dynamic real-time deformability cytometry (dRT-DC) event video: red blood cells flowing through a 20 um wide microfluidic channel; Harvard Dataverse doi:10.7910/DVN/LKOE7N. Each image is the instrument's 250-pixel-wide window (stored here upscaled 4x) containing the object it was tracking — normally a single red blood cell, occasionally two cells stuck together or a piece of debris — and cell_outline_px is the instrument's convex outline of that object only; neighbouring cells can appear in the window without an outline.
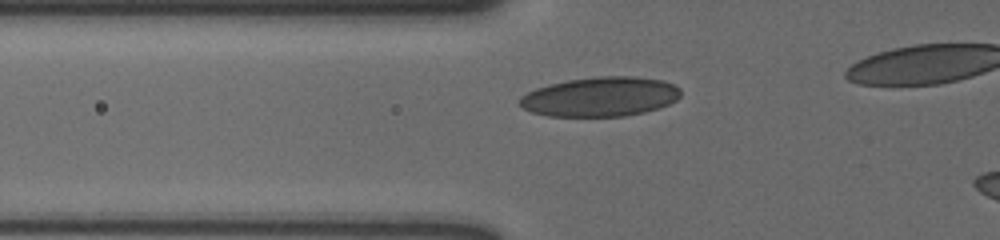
{"species": "human", "species_latin": "Homo sapiens", "temperature_condition": "cold", "stored_images_in_passage": 32, "camera_frame_rate_fps": 3000, "um_per_image_px": 0.085, "donor": {"sex": "male"}, "frame": {"image": 1, "passage_image": 2, "time_ms": 0.333, "image_size_px": [1000, 240], "cell_outline_px": [[680, 96], [676, 100], [668, 104], [644, 112], [624, 116], [548, 116], [532, 112], [524, 108], [520, 104], [520, 96], [536, 88], [548, 84], [568, 80], [596, 76], [636, 76], [664, 80], [680, 88]], "centroid_in_image_um": [51.03, 8.21], "position_along_channel_um": 74.8, "area_um2": 37.05}}
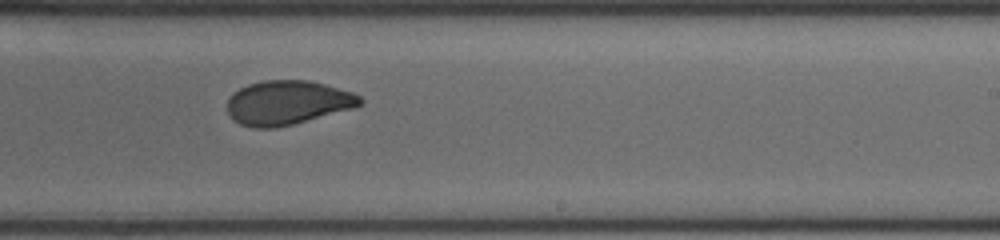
{"frame": {"image": 2, "passage_image": 18, "time_ms": 5.667, "image_size_px": [1000, 240], "cell_outline_px": [[364, 104], [352, 108], [292, 124], [272, 128], [256, 128], [240, 124], [232, 120], [228, 112], [228, 96], [232, 92], [248, 84], [264, 80], [308, 80], [324, 84], [352, 92], [360, 96], [364, 100]], "centroid_in_image_um": [24.41, 8.72], "position_along_channel_um": 264.6, "area_um2": 34.1}}
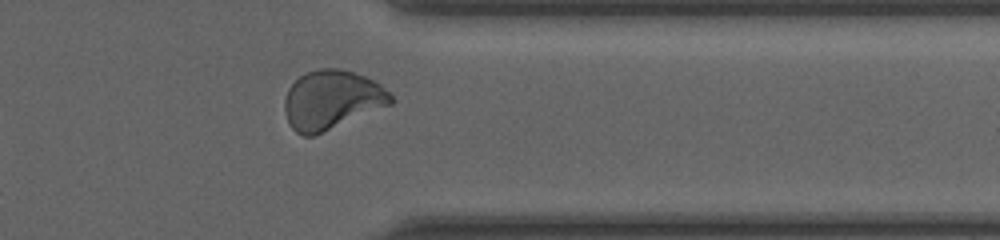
{"frame": {"image": 3, "passage_image": 28, "time_ms": 9.0, "image_size_px": [1000, 240], "cell_outline_px": [[392, 104], [312, 136], [304, 136], [296, 132], [288, 124], [284, 112], [284, 100], [288, 88], [304, 72], [320, 68], [340, 68], [364, 76], [380, 84], [392, 96]], "centroid_in_image_um": [28.15, 8.48], "position_along_channel_um": 383.2, "area_um2": 36.36}}